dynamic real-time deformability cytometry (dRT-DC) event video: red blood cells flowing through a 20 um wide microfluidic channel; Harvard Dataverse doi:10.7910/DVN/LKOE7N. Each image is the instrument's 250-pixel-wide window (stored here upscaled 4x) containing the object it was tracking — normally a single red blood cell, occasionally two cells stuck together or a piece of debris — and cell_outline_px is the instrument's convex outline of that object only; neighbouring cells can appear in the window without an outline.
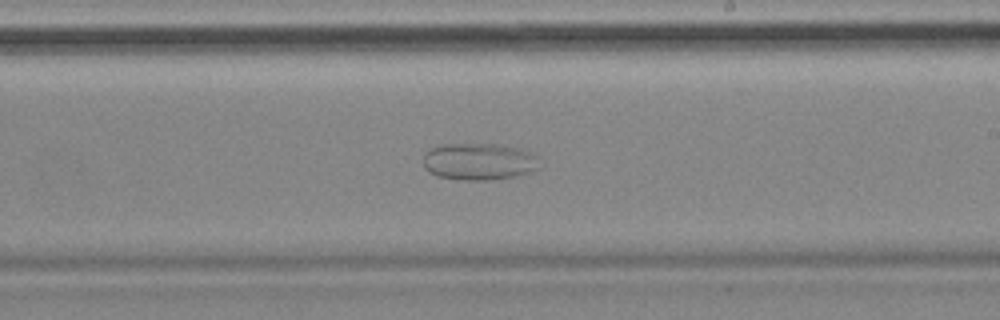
{"species": "common noctule bat (a hibernating species)", "species_latin": "Nyctalus noctula", "temperature_condition": "cold", "stored_images_in_passage": 56, "camera_frame_rate_fps": 3000, "um_per_image_px": 0.085, "animal": {"sex": "female", "body_mass_g": 18.4}, "frame": {"image": 1, "passage_image": 32, "time_ms": 10.333, "image_size_px": [1000, 320], "cell_outline_px": [[540, 168], [516, 176], [492, 180], [460, 180], [436, 176], [428, 172], [424, 168], [424, 152], [428, 148], [440, 144], [500, 144], [532, 152], [540, 156]], "centroid_in_image_um": [40.71, 13.73], "position_along_channel_um": 248.3, "area_um2": 25.61}}
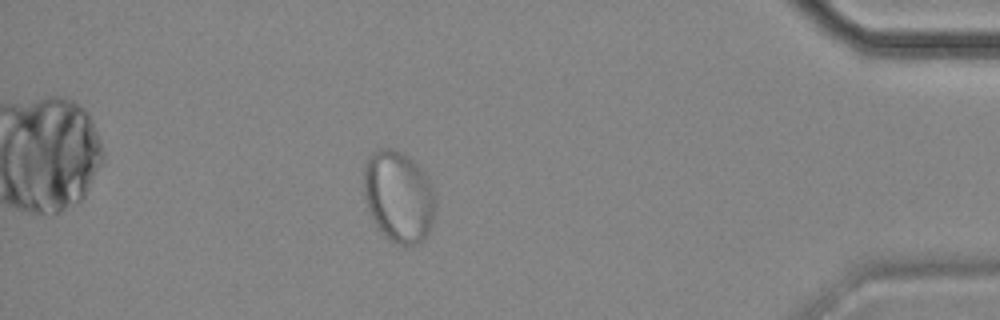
{"frame": {"image": 2, "passage_image": 49, "time_ms": 16.0, "image_size_px": [1000, 320], "cell_outline_px": [[436, 204], [432, 220], [428, 232], [424, 240], [416, 244], [396, 244], [388, 240], [384, 236], [376, 224], [368, 208], [364, 196], [364, 164], [368, 156], [372, 152], [380, 148], [392, 148], [400, 152], [412, 160], [424, 172], [436, 196]], "centroid_in_image_um": [33.87, 16.7], "position_along_channel_um": 401.3, "area_um2": 38.09}}